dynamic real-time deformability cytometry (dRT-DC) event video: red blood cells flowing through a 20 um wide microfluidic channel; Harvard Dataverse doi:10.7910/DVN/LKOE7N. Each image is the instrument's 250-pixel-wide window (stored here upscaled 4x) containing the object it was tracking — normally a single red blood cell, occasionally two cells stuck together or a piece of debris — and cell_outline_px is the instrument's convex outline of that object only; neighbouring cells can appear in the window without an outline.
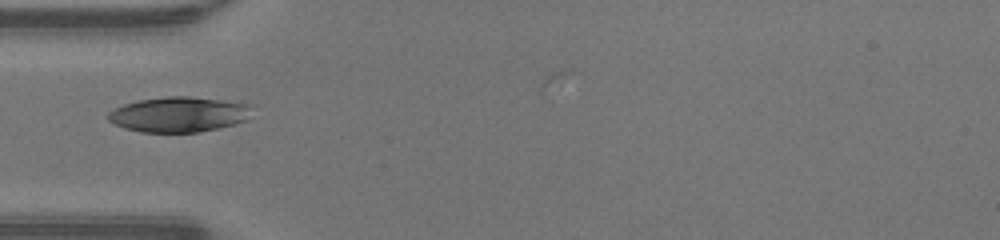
{"species": "human", "species_latin": "Homo sapiens", "temperature_condition": "warm", "stored_images_in_passage": 12, "camera_frame_rate_fps": 3000, "um_per_image_px": 0.085, "donor": {"sex": "male"}, "frame": {"image": 1, "passage_image": 1, "time_ms": 0.0, "image_size_px": [1000, 240], "cell_outline_px": [[256, 104], [248, 120], [200, 132], [140, 132], [124, 128], [108, 120], [108, 112], [124, 104], [136, 100], [168, 96], [188, 96]], "centroid_in_image_um": [15.25, 9.71], "position_along_channel_um": 69.7, "area_um2": 29.77}}
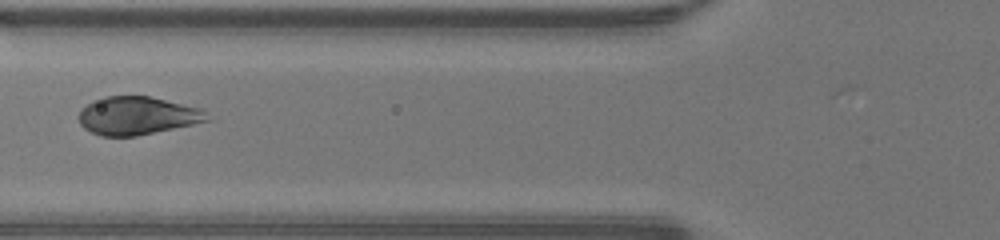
{"frame": {"image": 2, "passage_image": 4, "time_ms": 1.0, "image_size_px": [1000, 240], "cell_outline_px": [[212, 120], [136, 136], [100, 136], [84, 128], [80, 124], [76, 116], [80, 108], [92, 100], [104, 96], [148, 96], [200, 108]], "centroid_in_image_um": [11.59, 9.83], "position_along_channel_um": 114.2, "area_um2": 28.55}}
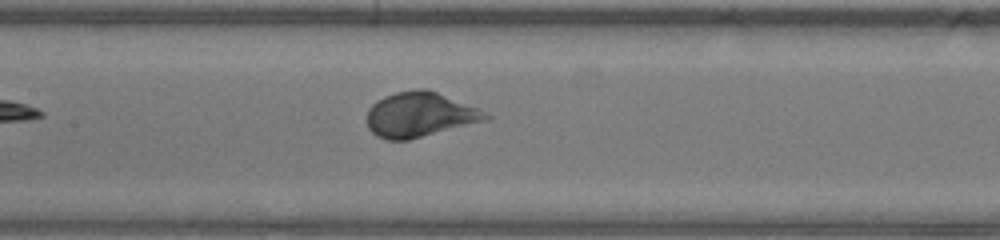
{"frame": {"image": 3, "passage_image": 8, "time_ms": 2.333, "image_size_px": [1000, 240], "cell_outline_px": [[492, 116], [484, 120], [408, 140], [388, 140], [376, 136], [368, 128], [364, 120], [368, 108], [372, 104], [384, 96], [396, 92], [416, 88], [428, 88], [480, 108]], "centroid_in_image_um": [35.63, 9.72], "position_along_channel_um": 171.8, "area_um2": 31.27}}